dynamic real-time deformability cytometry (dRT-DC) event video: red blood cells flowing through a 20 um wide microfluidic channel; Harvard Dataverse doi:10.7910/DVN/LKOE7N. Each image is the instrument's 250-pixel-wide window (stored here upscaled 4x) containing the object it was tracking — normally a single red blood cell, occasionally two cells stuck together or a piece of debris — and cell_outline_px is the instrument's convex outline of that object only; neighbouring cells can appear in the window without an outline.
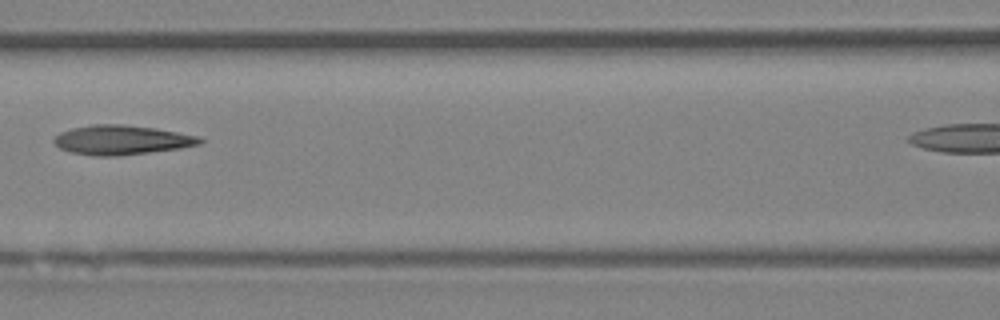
{"species": "Egyptian fruit bat (a non-hibernating species)", "species_latin": "Rousettus aegyptiacus", "temperature_condition": "room temperature", "stored_images_in_passage": 4, "segment_of_instrument_passage": [1, 2], "camera_frame_rate_fps": 3000, "um_per_image_px": 0.085, "animal": {"sex": "female"}, "frame": {"image": 1, "passage_image": 3, "time_ms": 2.333, "image_size_px": [1000, 320], "cell_outline_px": [[204, 140], [200, 144], [180, 148], [120, 156], [92, 156], [68, 152], [60, 148], [52, 140], [60, 132], [72, 128], [92, 124], [120, 124], [156, 128], [200, 136]], "centroid_in_image_um": [10.33, 11.9], "position_along_channel_um": 156.3, "area_um2": 25.2}}